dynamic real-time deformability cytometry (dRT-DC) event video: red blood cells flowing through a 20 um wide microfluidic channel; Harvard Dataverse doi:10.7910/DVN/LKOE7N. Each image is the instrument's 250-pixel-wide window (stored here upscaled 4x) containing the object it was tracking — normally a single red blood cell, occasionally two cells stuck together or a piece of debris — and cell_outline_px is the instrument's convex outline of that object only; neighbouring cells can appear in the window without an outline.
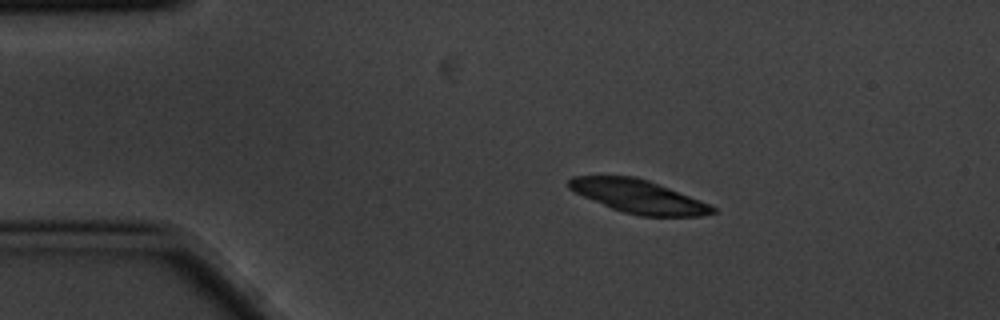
{"species": "common noctule bat (a hibernating species)", "species_latin": "Nyctalus noctula", "temperature_condition": "cold", "stored_images_in_passage": 5, "camera_frame_rate_fps": 3000, "um_per_image_px": 0.085, "animal": {"sex": "male", "body_mass_g": 20.1, "forearm_length_mm": 53.5}, "frame": {"image": 1, "passage_image": 2, "time_ms": 0.333, "image_size_px": [1000, 320], "cell_outline_px": [[716, 212], [700, 216], [640, 216], [624, 212], [612, 208], [584, 196], [568, 188], [568, 180], [572, 176], [636, 176], [648, 180], [700, 200], [716, 208]], "centroid_in_image_um": [54.27, 16.69], "position_along_channel_um": 30.7, "area_um2": 27.46}}